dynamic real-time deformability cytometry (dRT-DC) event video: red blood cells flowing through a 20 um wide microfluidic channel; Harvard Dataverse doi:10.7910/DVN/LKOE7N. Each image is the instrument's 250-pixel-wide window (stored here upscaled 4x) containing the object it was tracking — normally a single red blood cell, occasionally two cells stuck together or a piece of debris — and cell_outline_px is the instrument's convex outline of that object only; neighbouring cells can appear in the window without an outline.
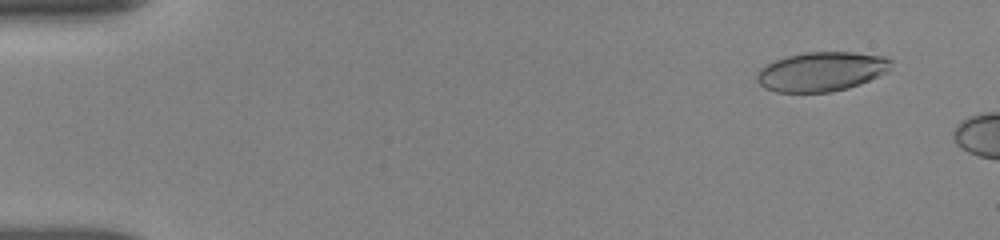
{"species": "human", "species_latin": "Homo sapiens", "temperature_condition": "room temperature", "stored_images_in_passage": 6, "camera_frame_rate_fps": 3000, "um_per_image_px": 0.085, "donor": {"sex": "female"}, "frame": {"image": 1, "passage_image": 3, "time_ms": 1.0, "image_size_px": [1000, 240], "cell_outline_px": [[892, 60], [888, 72], [860, 84], [848, 88], [828, 92], [776, 92], [764, 88], [756, 80], [756, 76], [760, 68], [776, 60], [788, 56], [804, 52], [856, 52], [884, 56]], "centroid_in_image_um": [69.83, 6.08], "position_along_channel_um": 15.2, "area_um2": 30.81}}